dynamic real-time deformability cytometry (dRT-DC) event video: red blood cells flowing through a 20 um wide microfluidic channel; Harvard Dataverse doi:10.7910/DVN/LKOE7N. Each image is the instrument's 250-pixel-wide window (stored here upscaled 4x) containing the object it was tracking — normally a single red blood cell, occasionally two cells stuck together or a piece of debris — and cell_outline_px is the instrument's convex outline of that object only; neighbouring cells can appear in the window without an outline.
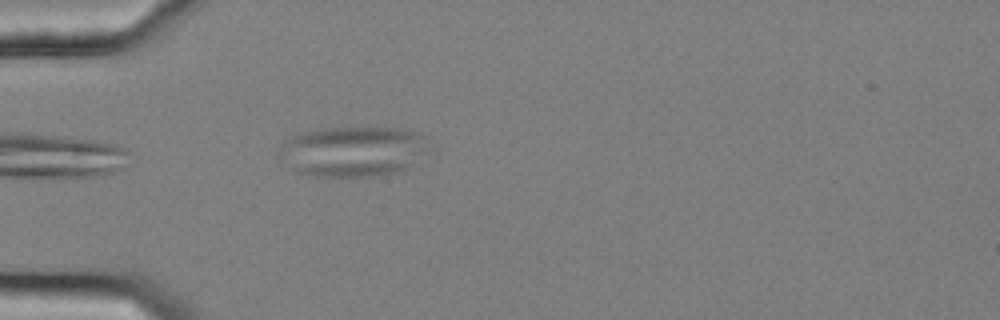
{"species": "common noctule bat (a hibernating species)", "species_latin": "Nyctalus noctula", "temperature_condition": "cold", "stored_images_in_passage": 41, "camera_frame_rate_fps": 3000, "um_per_image_px": 0.085, "animal": {"sex": "female", "body_mass_g": 25.1}, "frame": {"image": 1, "passage_image": 2, "time_ms": 0.333, "image_size_px": [1000, 320], "cell_outline_px": [[428, 152], [404, 168], [392, 172], [372, 176], [308, 176], [296, 172], [288, 140], [296, 132], [316, 128], [400, 128], [420, 132], [424, 136], [428, 148]], "centroid_in_image_um": [30.2, 12.83], "position_along_channel_um": 54.8, "area_um2": 42.02}}
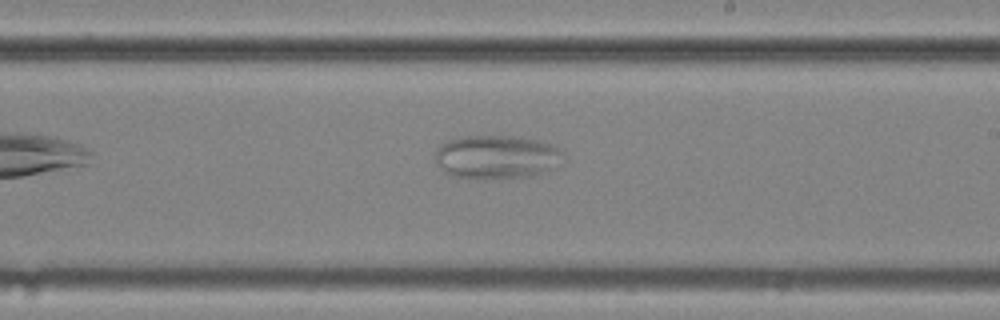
{"frame": {"image": 2, "passage_image": 19, "time_ms": 6.0, "image_size_px": [1000, 320], "cell_outline_px": [[564, 152], [548, 168], [532, 176], [476, 180], [452, 176], [444, 172], [436, 160], [436, 152], [440, 144], [448, 140], [460, 136], [520, 136], [552, 144]], "centroid_in_image_um": [42.11, 13.34], "position_along_channel_um": 246.9, "area_um2": 32.31}}
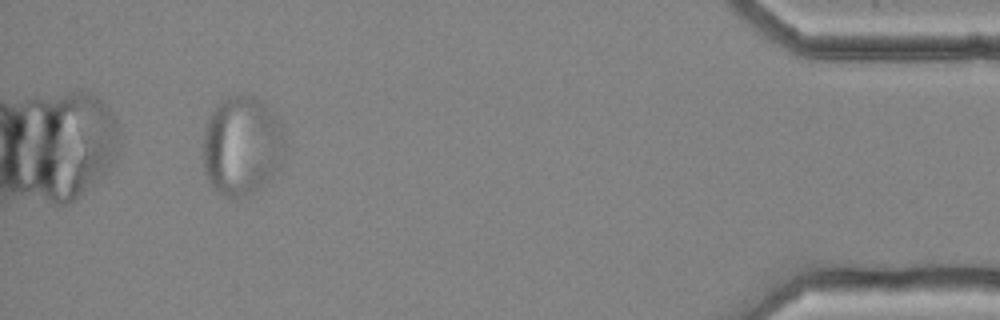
{"frame": {"image": 3, "passage_image": 38, "time_ms": 12.333, "image_size_px": [1000, 320], "cell_outline_px": [[284, 148], [280, 164], [272, 176], [268, 180], [252, 192], [240, 196], [224, 196], [216, 192], [212, 188], [204, 172], [204, 132], [208, 116], [220, 100], [228, 96], [252, 96], [260, 100], [276, 116], [284, 128]], "centroid_in_image_um": [20.54, 12.37], "position_along_channel_um": 414.7, "area_um2": 47.11}}